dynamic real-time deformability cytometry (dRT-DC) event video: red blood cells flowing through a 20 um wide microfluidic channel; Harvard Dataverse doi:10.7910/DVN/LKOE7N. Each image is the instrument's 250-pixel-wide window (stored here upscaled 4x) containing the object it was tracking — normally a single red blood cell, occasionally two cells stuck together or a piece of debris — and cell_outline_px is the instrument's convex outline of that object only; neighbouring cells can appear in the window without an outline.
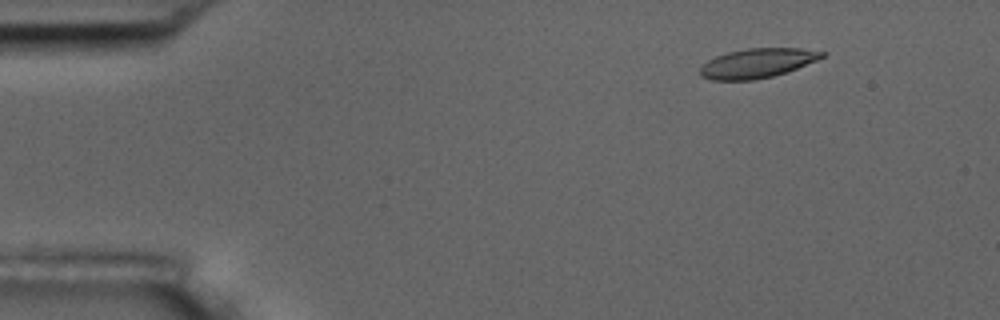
{"species": "common noctule bat (a hibernating species)", "species_latin": "Nyctalus noctula", "temperature_condition": "room temperature", "stored_images_in_passage": 55, "camera_frame_rate_fps": 3000, "um_per_image_px": 0.085, "animal": {"sex": "male", "body_mass_g": 17.5, "forearm_length_mm": 52.3}, "frame": {"image": 1, "passage_image": 7, "time_ms": 2.0, "image_size_px": [1000, 320], "cell_outline_px": [[828, 52], [824, 56], [816, 60], [788, 72], [772, 76], [752, 80], [712, 80], [700, 76], [700, 68], [708, 60], [716, 56], [728, 52], [748, 48], [800, 48]], "centroid_in_image_um": [64.38, 5.37], "position_along_channel_um": 20.6, "area_um2": 20.87}}
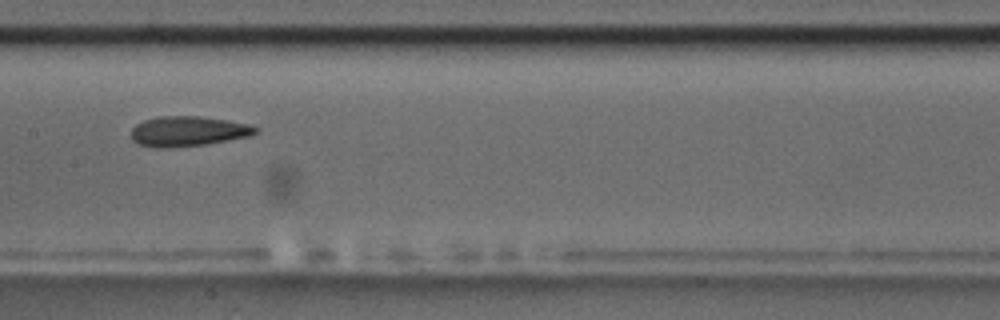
{"frame": {"image": 2, "passage_image": 28, "time_ms": 9.0, "image_size_px": [1000, 320], "cell_outline_px": [[260, 128], [252, 136], [204, 144], [168, 148], [152, 148], [140, 144], [132, 140], [132, 128], [136, 124], [144, 120], [160, 116], [196, 116], [228, 120], [248, 124]], "centroid_in_image_um": [15.98, 11.16], "position_along_channel_um": 191.4, "area_um2": 21.79}}
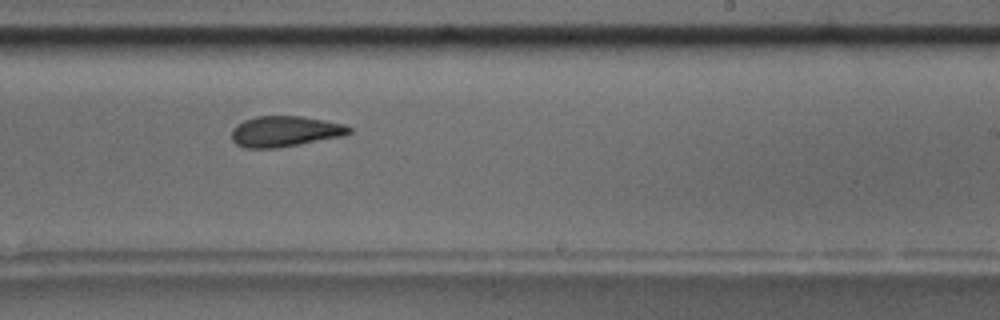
{"frame": {"image": 3, "passage_image": 34, "time_ms": 11.0, "image_size_px": [1000, 320], "cell_outline_px": [[352, 132], [344, 136], [276, 148], [244, 148], [236, 144], [232, 140], [232, 128], [236, 124], [244, 120], [256, 116], [304, 116], [344, 124], [352, 128]], "centroid_in_image_um": [24.22, 11.16], "position_along_channel_um": 264.8, "area_um2": 21.15}, "authors_computed_cell_mechanics": {"area_um2": 21.5594, "velocity_mm_per_s": 3.6757, "shape_relaxation_time_tau1_ms": 5.471, "shape_relaxation_time_tau2_ms": 1.9529, "deformation_change_tau1": 0.1546, "deformation_change_tau2": 0.0882}}